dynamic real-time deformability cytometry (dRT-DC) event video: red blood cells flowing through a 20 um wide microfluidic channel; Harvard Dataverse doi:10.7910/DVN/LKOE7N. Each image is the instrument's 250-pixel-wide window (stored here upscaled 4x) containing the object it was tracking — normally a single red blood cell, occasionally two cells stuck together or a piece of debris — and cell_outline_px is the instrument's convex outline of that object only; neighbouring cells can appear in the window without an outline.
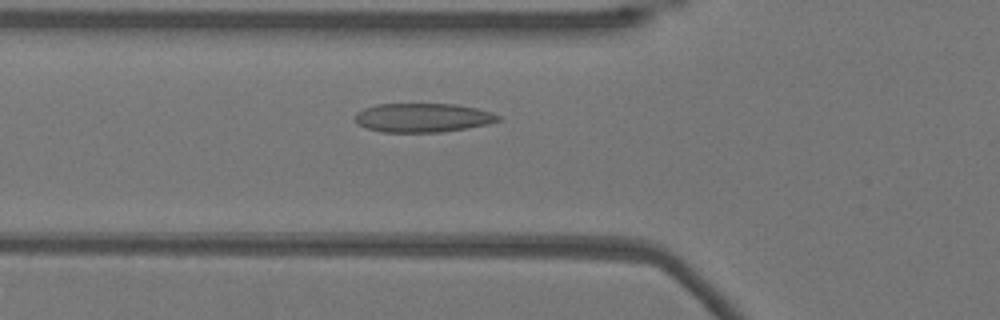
{"species": "Egyptian fruit bat (a non-hibernating species)", "species_latin": "Rousettus aegyptiacus", "temperature_condition": "warm", "stored_images_in_passage": 35, "camera_frame_rate_fps": 3000, "um_per_image_px": 0.085, "animal": {"sex": "female"}, "frame": {"image": 1, "passage_image": 4, "time_ms": 1.0, "image_size_px": [1000, 320], "cell_outline_px": [[500, 120], [488, 124], [468, 128], [440, 132], [380, 132], [368, 128], [360, 124], [356, 120], [356, 112], [364, 108], [376, 104], [456, 104], [476, 108], [492, 112], [500, 116]], "centroid_in_image_um": [35.96, 10.0], "position_along_channel_um": 89.8, "area_um2": 24.1}}
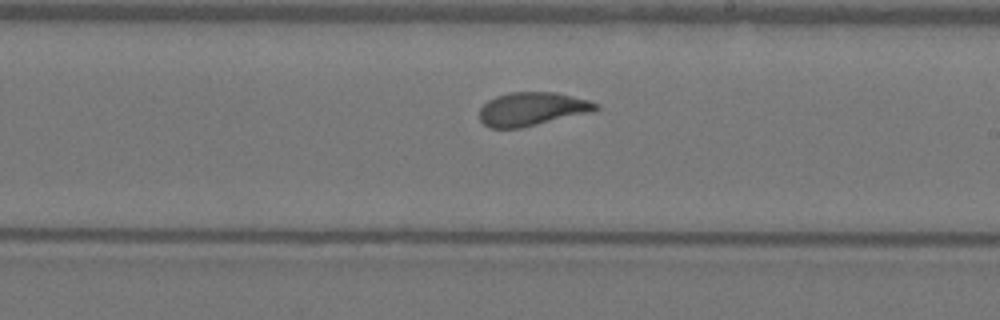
{"frame": {"image": 2, "passage_image": 16, "time_ms": 5.0, "image_size_px": [1000, 320], "cell_outline_px": [[600, 108], [592, 112], [520, 128], [488, 128], [480, 120], [480, 108], [488, 100], [496, 96], [508, 92], [556, 92], [588, 100], [600, 104]], "centroid_in_image_um": [45.23, 9.26], "position_along_channel_um": 243.8, "area_um2": 22.77}}
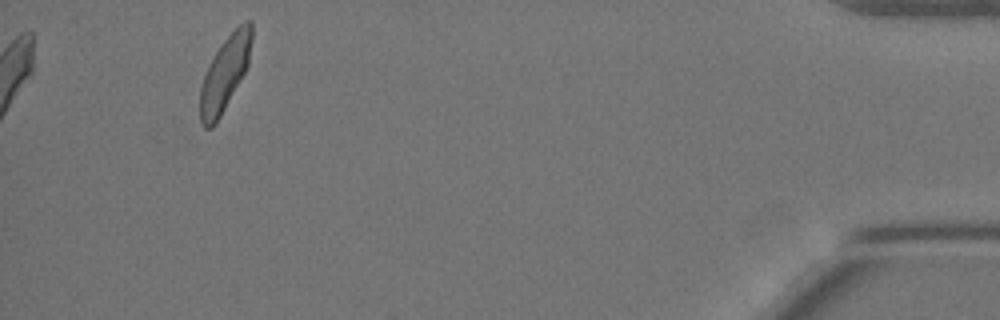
{"frame": {"image": 3, "passage_image": 35, "time_ms": 11.333, "image_size_px": [1000, 320], "cell_outline_px": [[252, 40], [248, 64], [240, 80], [216, 124], [212, 128], [204, 128], [200, 124], [200, 88], [204, 76], [216, 52], [224, 40], [244, 20], [252, 20]], "centroid_in_image_um": [19.11, 6.27], "position_along_channel_um": 416.1, "area_um2": 21.96}, "authors_computed_cell_mechanics": {"area_um2": 22.831, "velocity_mm_per_s": 3.8442, "shape_relaxation_time_tau1_ms": 6.5023, "shape_relaxation_time_tau2_ms": 0.9948, "deformation_change_tau1": 0.1935, "deformation_change_tau2": 0.0651}}